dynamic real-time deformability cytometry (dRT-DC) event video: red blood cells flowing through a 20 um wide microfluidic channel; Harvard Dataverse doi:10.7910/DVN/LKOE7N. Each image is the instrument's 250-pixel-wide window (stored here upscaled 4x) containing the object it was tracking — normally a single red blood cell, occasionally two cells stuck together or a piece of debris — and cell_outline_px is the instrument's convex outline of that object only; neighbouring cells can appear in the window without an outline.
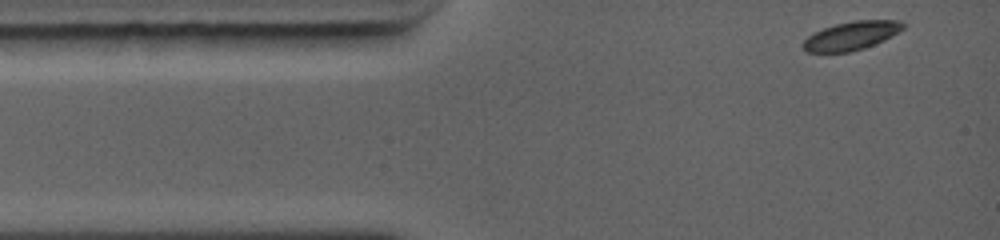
{"species": "common noctule bat (a hibernating species)", "species_latin": "Nyctalus noctula", "temperature_condition": "warm", "stored_images_in_passage": 29, "camera_frame_rate_fps": 5000, "um_per_image_px": 0.085, "animal": {"sex": "female", "body_mass_g": 19.0, "forearm_length_mm": 56.7}, "frame": {"image": 1, "passage_image": 1, "time_ms": 0.0, "image_size_px": [1000, 240], "cell_outline_px": [[904, 28], [884, 40], [864, 48], [848, 52], [808, 52], [800, 44], [812, 32], [836, 24], [856, 20], [900, 20], [904, 24]], "centroid_in_image_um": [72.34, 3.03], "position_along_channel_um": 12.7, "area_um2": 16.53}}
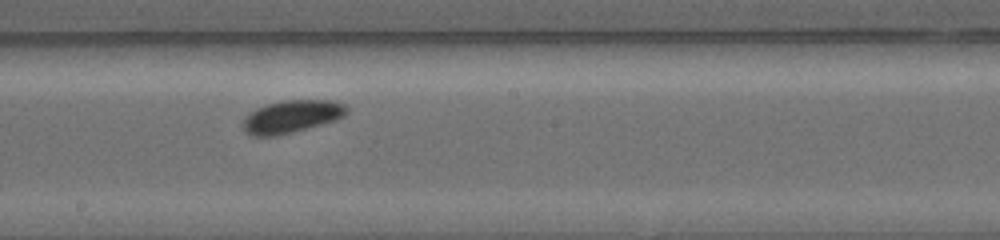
{"frame": {"image": 2, "passage_image": 17, "time_ms": 6.0, "image_size_px": [1000, 240], "cell_outline_px": [[352, 108], [344, 116], [336, 120], [304, 128], [284, 132], [252, 132], [244, 128], [244, 120], [256, 108], [264, 104], [280, 100], [336, 100], [348, 104]], "centroid_in_image_um": [25.01, 9.78], "position_along_channel_um": 223.2, "area_um2": 18.61}}
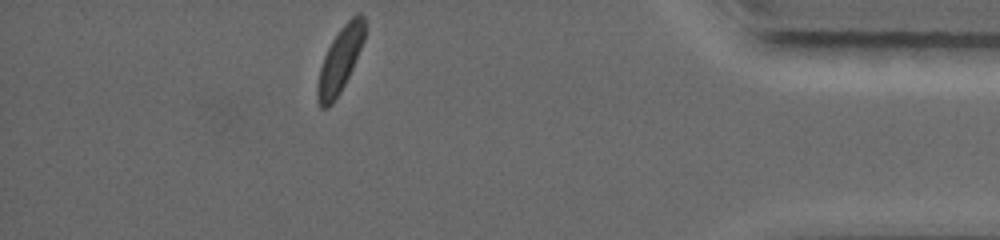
{"frame": {"image": 3, "passage_image": 29, "time_ms": 11.2, "image_size_px": [1000, 240], "cell_outline_px": [[364, 40], [352, 68], [340, 92], [332, 104], [328, 108], [320, 108], [316, 100], [316, 88], [320, 68], [324, 56], [332, 40], [340, 28], [356, 12], [360, 12], [364, 16]], "centroid_in_image_um": [28.88, 5.12], "position_along_channel_um": 406.3, "area_um2": 17.74}, "authors_computed_cell_mechanics": {"area_um2": 17.7446, "velocity_mm_per_s": 4.4021, "shape_relaxation_time_tau1_ms": 2.8554, "shape_relaxation_time_tau2_ms": null, "deformation_change_tau1": 0.0856, "deformation_change_tau2": null}}